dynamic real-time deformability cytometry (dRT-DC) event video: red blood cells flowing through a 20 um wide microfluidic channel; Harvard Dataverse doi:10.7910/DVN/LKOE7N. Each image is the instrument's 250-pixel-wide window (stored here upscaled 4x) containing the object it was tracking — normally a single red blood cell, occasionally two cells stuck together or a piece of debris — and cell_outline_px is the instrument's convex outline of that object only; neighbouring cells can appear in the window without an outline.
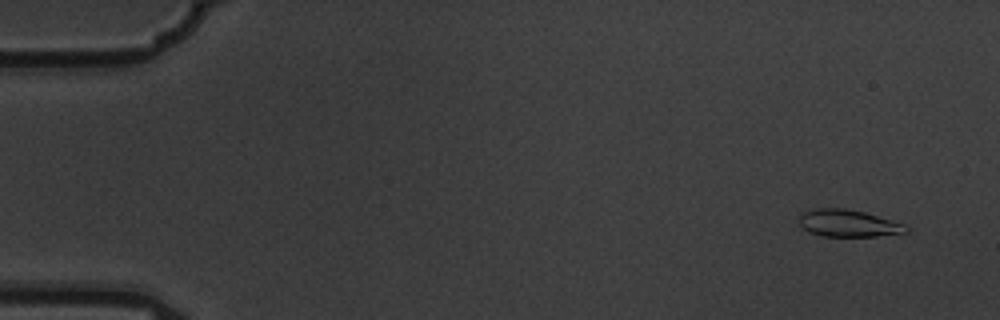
{"species": "common noctule bat (a hibernating species)", "species_latin": "Nyctalus noctula", "temperature_condition": "warm", "stored_images_in_passage": 5, "camera_frame_rate_fps": 3000, "um_per_image_px": 0.085, "animal": {"sex": "male", "body_mass_g": 19.5, "forearm_length_mm": 54.6}, "frame": {"image": 1, "passage_image": 1, "time_ms": 0.0, "image_size_px": [1000, 320], "cell_outline_px": [[908, 232], [876, 236], [824, 236], [808, 232], [800, 224], [800, 212], [812, 208], [844, 208], [864, 212], [904, 224], [908, 228]], "centroid_in_image_um": [72.06, 18.97], "position_along_channel_um": 12.9, "area_um2": 16.82}}